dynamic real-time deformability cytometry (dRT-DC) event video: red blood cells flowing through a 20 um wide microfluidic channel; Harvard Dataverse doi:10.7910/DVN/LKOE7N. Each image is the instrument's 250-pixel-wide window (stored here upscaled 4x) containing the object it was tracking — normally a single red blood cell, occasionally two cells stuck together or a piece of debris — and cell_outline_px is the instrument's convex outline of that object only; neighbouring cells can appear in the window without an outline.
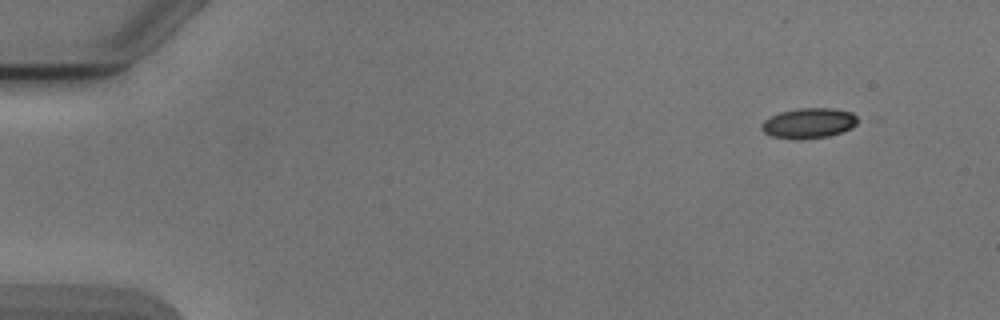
{"species": "Egyptian fruit bat (a non-hibernating species)", "species_latin": "Rousettus aegyptiacus", "temperature_condition": "cold", "stored_images_in_passage": 4, "camera_frame_rate_fps": 3000, "um_per_image_px": 0.085, "animal": {"sex": "male"}, "frame": {"image": 1, "passage_image": 1, "time_ms": 0.0, "image_size_px": [1000, 320], "cell_outline_px": [[856, 124], [852, 128], [828, 136], [796, 140], [772, 136], [764, 132], [760, 128], [760, 124], [764, 120], [780, 112], [800, 108], [832, 108], [852, 112], [856, 116]], "centroid_in_image_um": [68.72, 10.47], "position_along_channel_um": 16.3, "area_um2": 16.88}}
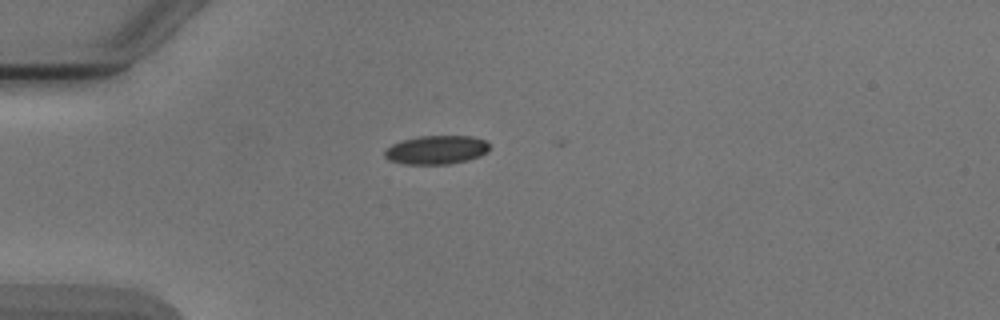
{"frame": {"image": 2, "passage_image": 3, "time_ms": 3.333, "image_size_px": [1000, 320], "cell_outline_px": [[488, 152], [480, 156], [468, 160], [448, 164], [404, 164], [388, 160], [384, 156], [384, 152], [392, 144], [404, 140], [420, 136], [472, 136], [484, 140], [488, 144]], "centroid_in_image_um": [37.09, 12.74], "position_along_channel_um": 47.9, "area_um2": 17.46}}